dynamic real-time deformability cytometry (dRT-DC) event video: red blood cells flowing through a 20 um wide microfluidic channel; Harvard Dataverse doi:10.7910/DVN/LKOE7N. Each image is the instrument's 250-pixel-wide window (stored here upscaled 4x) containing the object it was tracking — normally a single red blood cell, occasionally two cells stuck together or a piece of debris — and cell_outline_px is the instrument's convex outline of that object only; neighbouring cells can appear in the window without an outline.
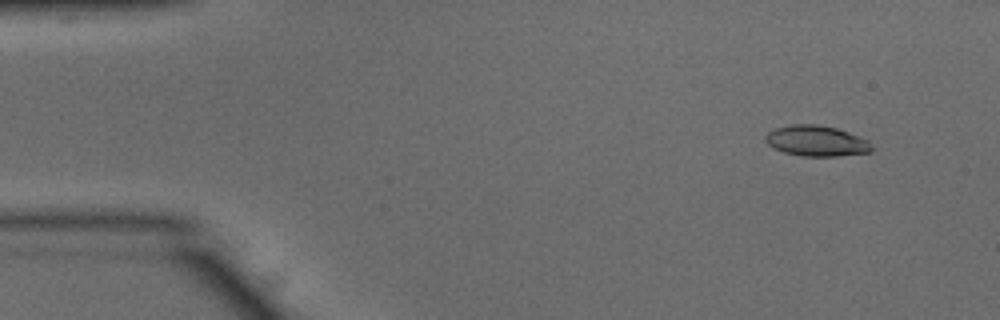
{"species": "common noctule bat (a hibernating species)", "species_latin": "Nyctalus noctula", "temperature_condition": "warm", "stored_images_in_passage": 52, "camera_frame_rate_fps": 3000, "um_per_image_px": 0.085, "animal": {"sex": "male", "body_mass_g": 15.6}, "frame": {"image": 1, "passage_image": 5, "time_ms": 1.333, "image_size_px": [1000, 320], "cell_outline_px": [[872, 152], [836, 156], [804, 156], [784, 152], [772, 148], [764, 140], [764, 136], [768, 132], [776, 128], [792, 124], [816, 124], [836, 128], [848, 132], [868, 140], [872, 148]], "centroid_in_image_um": [69.37, 11.98], "position_along_channel_um": 15.6, "area_um2": 18.96}}
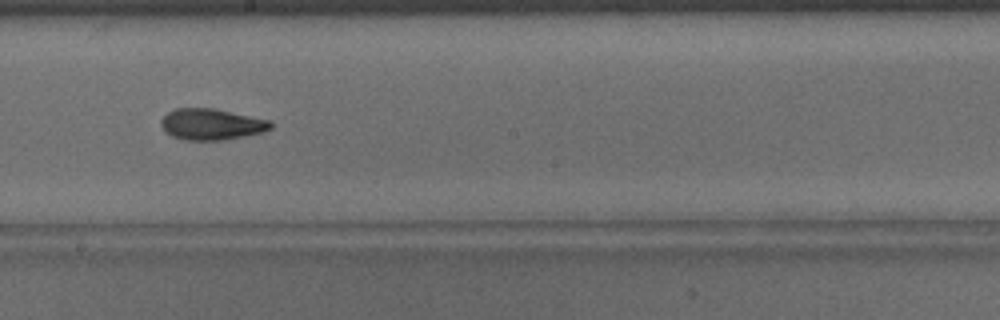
{"frame": {"image": 2, "passage_image": 29, "time_ms": 9.333, "image_size_px": [1000, 320], "cell_outline_px": [[272, 128], [260, 132], [244, 136], [224, 140], [188, 140], [172, 136], [164, 132], [160, 124], [160, 120], [172, 108], [216, 108], [268, 120], [272, 124]], "centroid_in_image_um": [17.92, 10.55], "position_along_channel_um": 230.3, "area_um2": 19.94}}
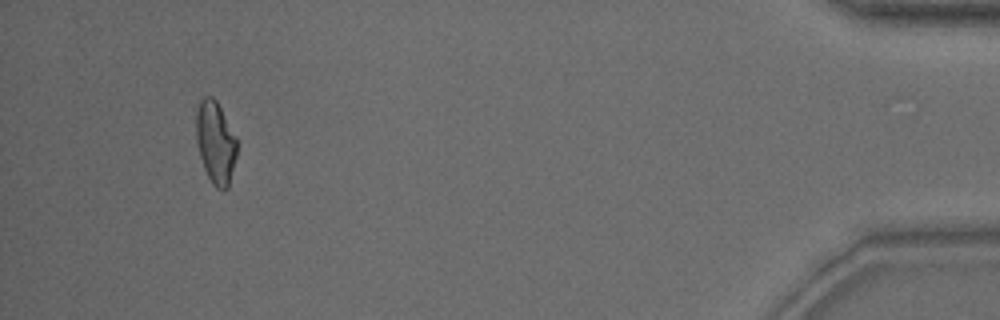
{"frame": {"image": 3, "passage_image": 49, "time_ms": 16.0, "image_size_px": [1000, 320], "cell_outline_px": [[236, 156], [228, 188], [224, 192], [216, 188], [212, 184], [204, 168], [200, 156], [196, 140], [196, 112], [200, 100], [204, 96], [212, 96], [216, 100], [236, 136]], "centroid_in_image_um": [18.31, 12.12], "position_along_channel_um": 416.9, "area_um2": 19.59}, "authors_computed_cell_mechanics": {"area_um2": 19.5653, "velocity_mm_per_s": 3.8866, "shape_relaxation_time_tau1_ms": 6.6714, "shape_relaxation_time_tau2_ms": 3.0469, "deformation_change_tau1": 0.2079, "deformation_change_tau2": 0.1084}}